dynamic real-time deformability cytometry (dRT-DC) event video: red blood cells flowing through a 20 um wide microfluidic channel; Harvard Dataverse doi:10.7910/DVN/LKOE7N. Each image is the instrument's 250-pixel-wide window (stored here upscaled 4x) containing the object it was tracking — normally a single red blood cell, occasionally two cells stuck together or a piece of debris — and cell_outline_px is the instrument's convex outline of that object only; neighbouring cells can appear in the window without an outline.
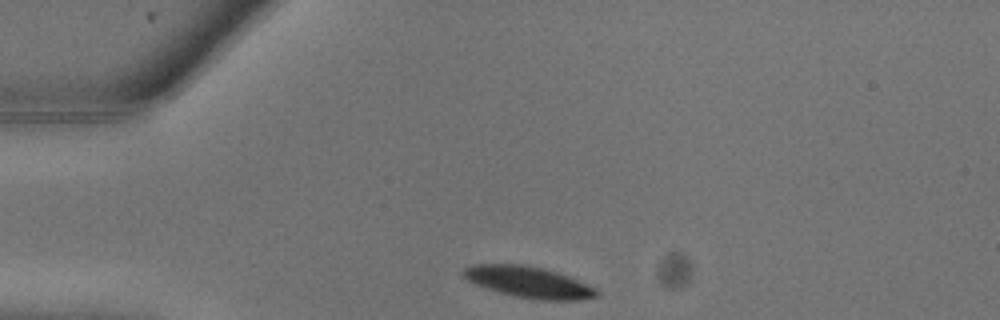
{"species": "common noctule bat (a hibernating species)", "species_latin": "Nyctalus noctula", "temperature_condition": "warm", "stored_images_in_passage": 14, "camera_frame_rate_fps": 3000, "um_per_image_px": 0.085, "animal": {"sex": "male", "body_mass_g": 13.3}, "frame": {"image": 1, "passage_image": 1, "time_ms": 0.0, "image_size_px": [1000, 320], "cell_outline_px": [[600, 296], [580, 300], [540, 300], [516, 296], [500, 292], [476, 284], [468, 280], [460, 272], [464, 268], [472, 264], [524, 264], [544, 268], [568, 276], [596, 288], [600, 292]], "centroid_in_image_um": [44.96, 23.97], "position_along_channel_um": 40.0, "area_um2": 24.22}}
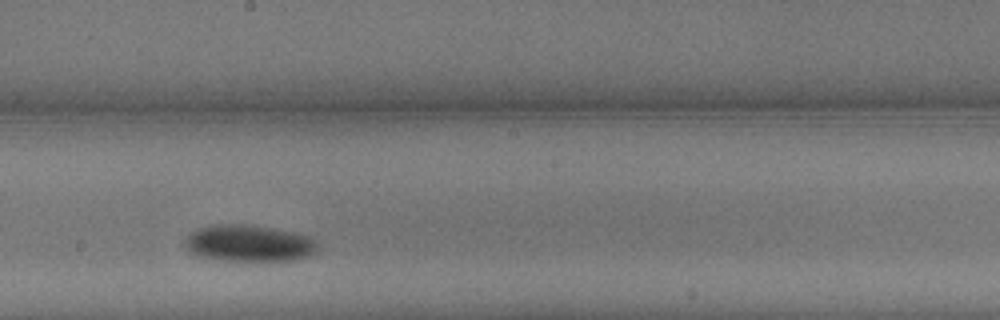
{"frame": {"image": 2, "passage_image": 9, "time_ms": 2.667, "image_size_px": [1000, 320], "cell_outline_px": [[320, 244], [308, 256], [296, 260], [220, 260], [196, 256], [188, 252], [184, 244], [184, 240], [192, 232], [208, 224], [248, 224], [296, 232], [312, 236]], "centroid_in_image_um": [21.15, 20.66], "position_along_channel_um": 227.1, "area_um2": 28.67}}
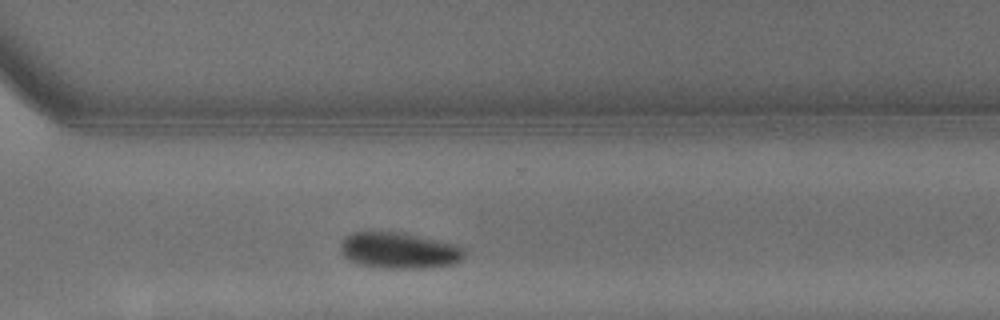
{"frame": {"image": 3, "passage_image": 13, "time_ms": 4.0, "image_size_px": [1000, 320], "cell_outline_px": [[468, 248], [464, 256], [456, 264], [424, 268], [384, 268], [360, 264], [344, 256], [340, 252], [340, 240], [352, 232], [404, 232], [460, 244]], "centroid_in_image_um": [34.0, 21.27], "position_along_channel_um": 336.6, "area_um2": 26.65}}